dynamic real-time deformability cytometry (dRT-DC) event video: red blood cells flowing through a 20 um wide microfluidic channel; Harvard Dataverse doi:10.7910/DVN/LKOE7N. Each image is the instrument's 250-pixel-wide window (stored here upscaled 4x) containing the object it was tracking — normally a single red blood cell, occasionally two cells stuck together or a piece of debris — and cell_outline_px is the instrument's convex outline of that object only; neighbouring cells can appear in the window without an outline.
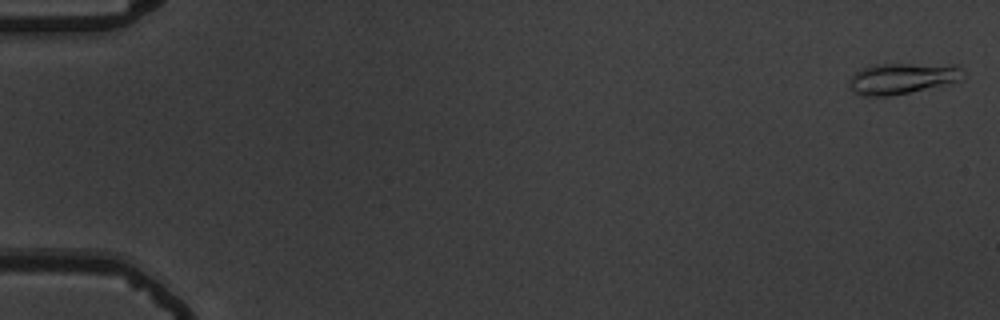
{"species": "common noctule bat (a hibernating species)", "species_latin": "Nyctalus noctula", "temperature_condition": "warm", "stored_images_in_passage": 9, "camera_frame_rate_fps": 3000, "um_per_image_px": 0.085, "animal": {"sex": "male", "body_mass_g": 19.5, "forearm_length_mm": 54.6}, "frame": {"image": 1, "passage_image": 1, "time_ms": 0.0, "image_size_px": [1000, 320], "cell_outline_px": [[964, 80], [908, 92], [888, 96], [860, 96], [852, 92], [848, 84], [848, 80], [860, 68], [876, 64], [956, 64], [964, 68]], "centroid_in_image_um": [76.71, 6.65], "position_along_channel_um": 8.3, "area_um2": 20.92}}